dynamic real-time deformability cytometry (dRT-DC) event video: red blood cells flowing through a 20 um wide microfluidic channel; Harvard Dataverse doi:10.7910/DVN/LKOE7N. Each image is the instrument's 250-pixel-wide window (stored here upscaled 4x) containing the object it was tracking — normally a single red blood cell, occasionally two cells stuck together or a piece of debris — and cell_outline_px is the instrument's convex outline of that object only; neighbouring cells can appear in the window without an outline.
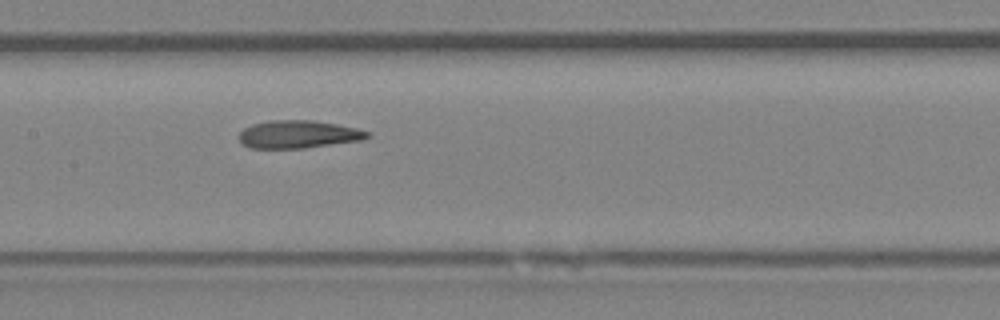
{"species": "Egyptian fruit bat (a non-hibernating species)", "species_latin": "Rousettus aegyptiacus", "temperature_condition": "room temperature", "stored_images_in_passage": 13, "camera_frame_rate_fps": 3000, "um_per_image_px": 0.085, "animal": {"sex": "female"}, "frame": {"image": 1, "passage_image": 6, "time_ms": 6.667, "image_size_px": [1000, 320], "cell_outline_px": [[372, 136], [364, 140], [304, 148], [252, 148], [244, 144], [236, 136], [244, 128], [252, 124], [268, 120], [312, 120], [336, 124], [356, 128], [372, 132]], "centroid_in_image_um": [25.39, 11.41], "position_along_channel_um": 182.0, "area_um2": 20.98}}
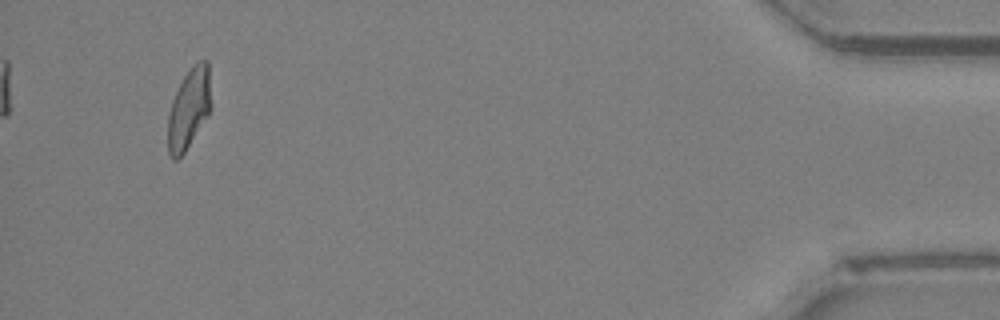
{"frame": {"image": 2, "passage_image": 13, "time_ms": 14.667, "image_size_px": [1000, 320], "cell_outline_px": [[212, 108], [208, 116], [184, 152], [176, 160], [172, 160], [168, 152], [168, 116], [172, 100], [184, 76], [192, 64], [200, 60], [208, 60], [212, 104]], "centroid_in_image_um": [16.08, 9.2], "position_along_channel_um": 419.1, "area_um2": 20.4}, "authors_computed_cell_mechanics": {"area_um2": 20.9814, "velocity_mm_per_s": 3.8999, "shape_relaxation_time_tau1_ms": null, "shape_relaxation_time_tau2_ms": 6.7385, "deformation_change_tau1": null, "deformation_change_tau2": 0.1333}}